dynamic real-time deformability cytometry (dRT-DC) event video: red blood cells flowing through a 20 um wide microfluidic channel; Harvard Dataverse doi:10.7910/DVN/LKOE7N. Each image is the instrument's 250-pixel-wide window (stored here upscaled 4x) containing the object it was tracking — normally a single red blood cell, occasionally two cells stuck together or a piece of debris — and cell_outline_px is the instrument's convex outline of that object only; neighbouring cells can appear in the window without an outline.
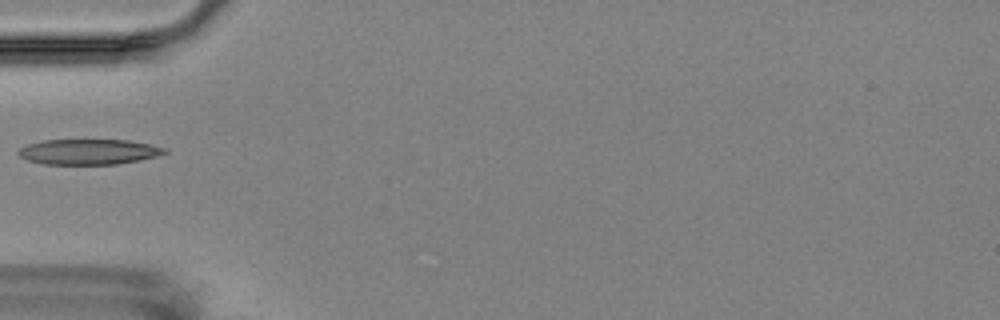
{"species": "Egyptian fruit bat (a non-hibernating species)", "species_latin": "Rousettus aegyptiacus", "temperature_condition": "room temperature", "stored_images_in_passage": 3, "camera_frame_rate_fps": 3000, "um_per_image_px": 0.085, "animal": {"sex": "female"}, "frame": {"image": 1, "passage_image": 2, "time_ms": 1.333, "image_size_px": [1000, 320], "cell_outline_px": [[168, 152], [156, 156], [116, 164], [44, 164], [28, 160], [20, 156], [16, 152], [20, 148], [28, 144], [44, 140], [128, 140], [168, 148]], "centroid_in_image_um": [7.52, 12.9], "position_along_channel_um": 77.5, "area_um2": 21.44}}
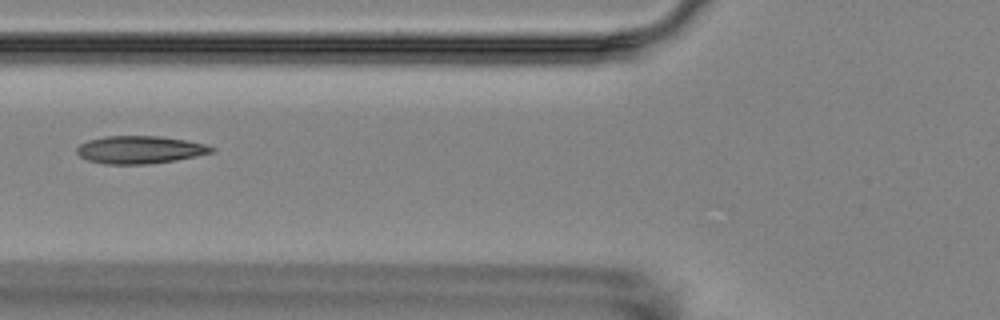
{"frame": {"image": 2, "passage_image": 3, "time_ms": 2.333, "image_size_px": [1000, 320], "cell_outline_px": [[216, 152], [176, 160], [148, 164], [104, 164], [88, 160], [80, 156], [76, 152], [76, 148], [80, 144], [88, 140], [104, 136], [160, 136], [184, 140], [204, 144], [216, 148]], "centroid_in_image_um": [11.89, 12.73], "position_along_channel_um": 113.9, "area_um2": 21.79}}